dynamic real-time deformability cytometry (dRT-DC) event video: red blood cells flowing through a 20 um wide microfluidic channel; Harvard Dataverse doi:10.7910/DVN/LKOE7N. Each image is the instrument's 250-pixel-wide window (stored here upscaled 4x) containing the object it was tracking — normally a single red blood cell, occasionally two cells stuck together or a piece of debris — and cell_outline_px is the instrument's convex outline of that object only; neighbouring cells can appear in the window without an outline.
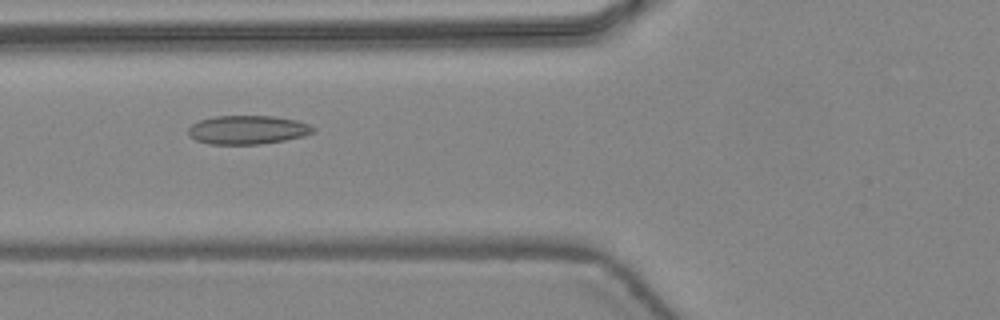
{"species": "common noctule bat (a hibernating species)", "species_latin": "Nyctalus noctula", "temperature_condition": "warm", "stored_images_in_passage": 42, "camera_frame_rate_fps": 3000, "um_per_image_px": 0.085, "animal": {"sex": "female", "body_mass_g": 24.6, "forearm_length_mm": 56.2}, "frame": {"image": 1, "passage_image": 14, "time_ms": 4.333, "image_size_px": [1000, 320], "cell_outline_px": [[316, 132], [304, 136], [284, 140], [260, 144], [208, 144], [196, 140], [188, 136], [188, 128], [192, 124], [200, 120], [216, 116], [276, 116], [296, 120], [312, 124], [316, 128]], "centroid_in_image_um": [21.08, 11.03], "position_along_channel_um": 104.7, "area_um2": 21.15}}
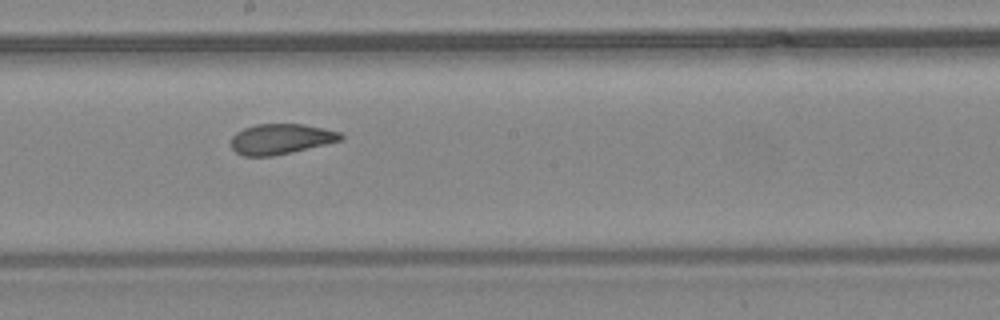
{"frame": {"image": 2, "passage_image": 22, "time_ms": 7.0, "image_size_px": [1000, 320], "cell_outline_px": [[344, 140], [292, 152], [272, 156], [244, 156], [236, 152], [232, 148], [232, 136], [236, 132], [244, 128], [256, 124], [304, 124], [324, 128], [340, 132], [344, 136]], "centroid_in_image_um": [23.9, 11.81], "position_along_channel_um": 224.3, "area_um2": 19.48}}
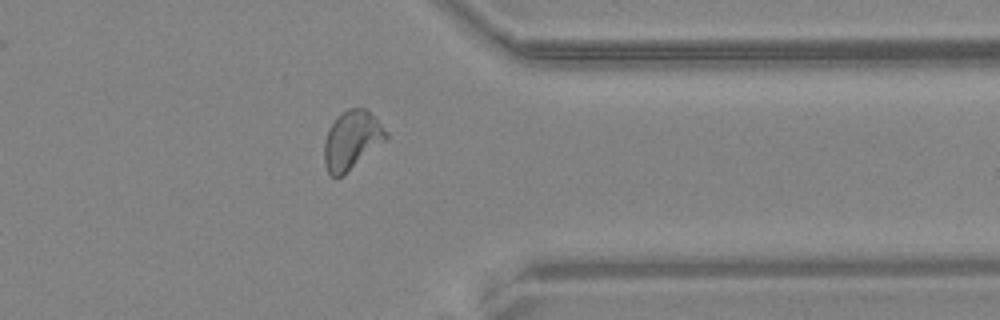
{"frame": {"image": 3, "passage_image": 33, "time_ms": 10.667, "image_size_px": [1000, 320], "cell_outline_px": [[388, 140], [344, 176], [336, 180], [328, 172], [324, 164], [324, 144], [328, 128], [336, 116], [348, 108], [364, 108], [388, 132]], "centroid_in_image_um": [29.89, 11.97], "position_along_channel_um": 381.5, "area_um2": 21.56}, "authors_computed_cell_mechanics": {"area_um2": 20.9525, "velocity_mm_per_s": 4.4687, "shape_relaxation_time_tau1_ms": 8.6987, "shape_relaxation_time_tau2_ms": 1.2602, "deformation_change_tau1": 0.1858, "deformation_change_tau2": 0.0649}}